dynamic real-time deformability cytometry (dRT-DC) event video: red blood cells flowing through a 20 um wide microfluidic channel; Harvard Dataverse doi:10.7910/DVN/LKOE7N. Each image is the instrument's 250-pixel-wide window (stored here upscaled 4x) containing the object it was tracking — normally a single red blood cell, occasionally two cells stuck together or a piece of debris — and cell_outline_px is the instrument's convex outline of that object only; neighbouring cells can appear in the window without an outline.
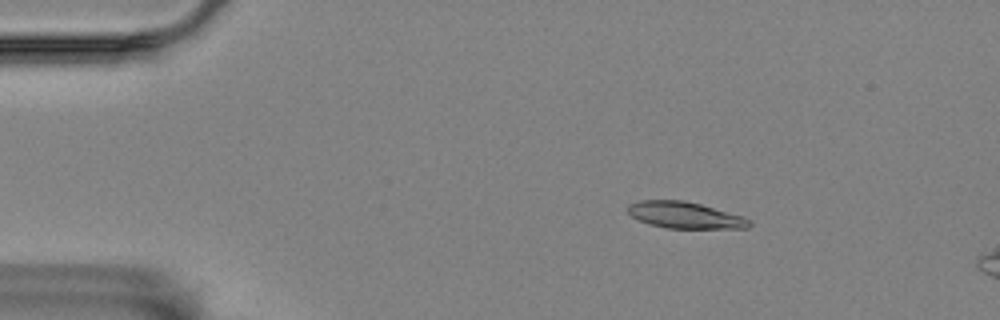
{"species": "Egyptian fruit bat (a non-hibernating species)", "species_latin": "Rousettus aegyptiacus", "temperature_condition": "room temperature", "stored_images_in_passage": 53, "camera_frame_rate_fps": 3000, "um_per_image_px": 0.085, "animal": {"sex": "female"}, "frame": {"image": 1, "passage_image": 5, "time_ms": 1.333, "image_size_px": [1000, 320], "cell_outline_px": [[752, 224], [748, 228], [668, 228], [648, 224], [632, 216], [628, 212], [628, 204], [640, 200], [684, 200], [700, 204], [744, 216], [752, 220]], "centroid_in_image_um": [58.25, 18.28], "position_along_channel_um": 26.8, "area_um2": 18.79}}
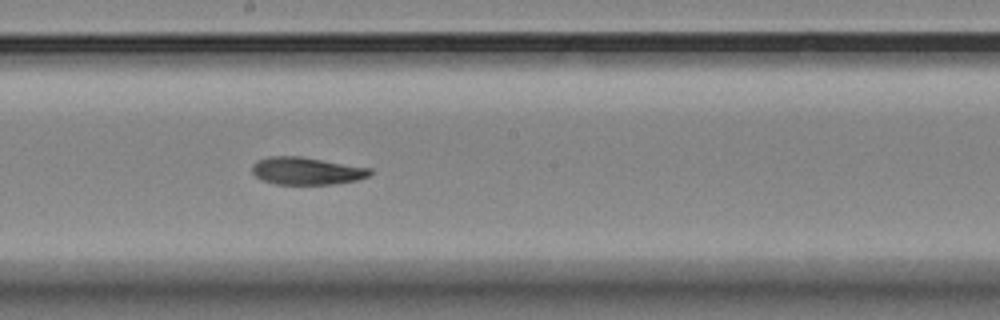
{"frame": {"image": 2, "passage_image": 27, "time_ms": 8.667, "image_size_px": [1000, 320], "cell_outline_px": [[372, 172], [368, 176], [356, 180], [332, 184], [276, 184], [264, 180], [256, 176], [252, 172], [252, 164], [256, 160], [268, 156], [300, 156], [372, 168]], "centroid_in_image_um": [26.04, 14.51], "position_along_channel_um": 222.2, "area_um2": 18.84}}
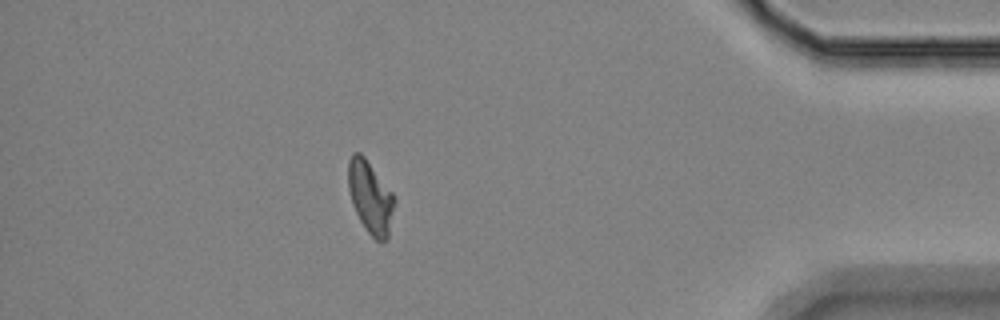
{"frame": {"image": 3, "passage_image": 46, "time_ms": 15.0, "image_size_px": [1000, 320], "cell_outline_px": [[396, 200], [388, 240], [380, 244], [364, 228], [352, 204], [348, 188], [348, 160], [352, 152], [360, 152], [364, 156], [392, 192]], "centroid_in_image_um": [31.49, 16.79], "position_along_channel_um": 403.7, "area_um2": 19.77}}